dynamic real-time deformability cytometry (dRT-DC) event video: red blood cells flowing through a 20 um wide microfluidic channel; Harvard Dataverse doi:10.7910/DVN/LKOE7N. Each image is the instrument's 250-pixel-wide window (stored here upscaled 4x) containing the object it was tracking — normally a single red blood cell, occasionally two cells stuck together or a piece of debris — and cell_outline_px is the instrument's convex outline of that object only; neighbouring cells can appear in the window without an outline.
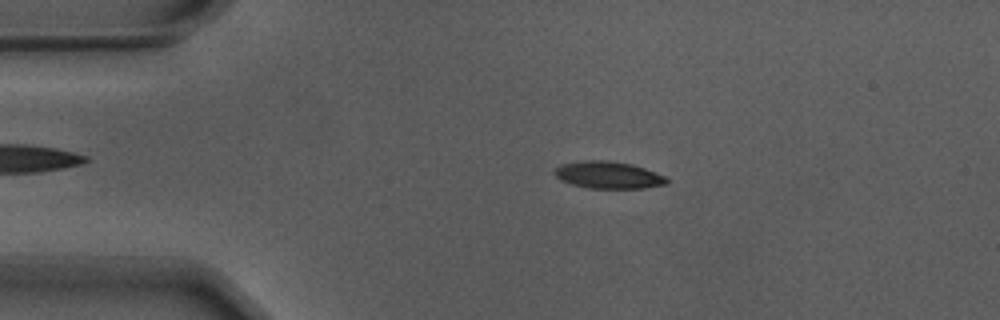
{"species": "Egyptian fruit bat (a non-hibernating species)", "species_latin": "Rousettus aegyptiacus", "temperature_condition": "warm", "stored_images_in_passage": 53, "camera_frame_rate_fps": 3000, "um_per_image_px": 0.085, "animal": {"sex": "male"}, "frame": {"image": 1, "passage_image": 9, "time_ms": 2.667, "image_size_px": [1000, 320], "cell_outline_px": [[668, 184], [644, 188], [592, 188], [572, 184], [560, 180], [552, 172], [560, 164], [588, 160], [604, 160], [632, 164], [644, 168], [664, 176], [668, 180]], "centroid_in_image_um": [51.69, 14.87], "position_along_channel_um": 33.3, "area_um2": 17.57}}
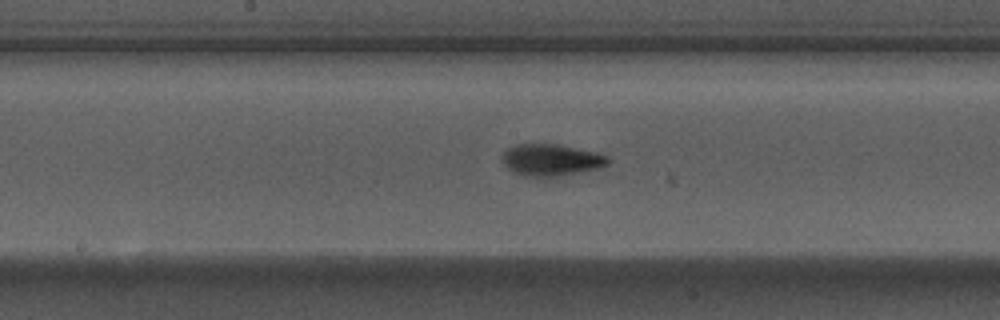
{"frame": {"image": 2, "passage_image": 26, "time_ms": 8.333, "image_size_px": [1000, 320], "cell_outline_px": [[612, 160], [608, 164], [600, 168], [556, 176], [524, 176], [512, 172], [504, 164], [504, 148], [520, 144], [560, 144], [596, 152], [608, 156]], "centroid_in_image_um": [46.88, 13.58], "position_along_channel_um": 201.3, "area_um2": 19.54}}
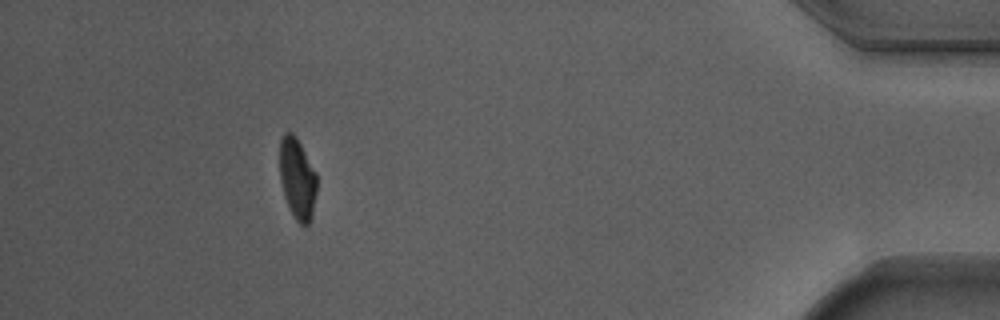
{"frame": {"image": 3, "passage_image": 48, "time_ms": 15.667, "image_size_px": [1000, 320], "cell_outline_px": [[316, 192], [312, 216], [308, 224], [300, 224], [296, 220], [284, 196], [280, 180], [280, 136], [284, 132], [292, 132], [296, 136], [316, 172]], "centroid_in_image_um": [25.26, 15.14], "position_along_channel_um": 409.9, "area_um2": 17.46}, "authors_computed_cell_mechanics": {"area_um2": 18.4382, "velocity_mm_per_s": 3.7034, "shape_relaxation_time_tau1_ms": 2.5933, "shape_relaxation_time_tau2_ms": 1.4114, "deformation_change_tau1": 0.1649, "deformation_change_tau2": 0.0696}}